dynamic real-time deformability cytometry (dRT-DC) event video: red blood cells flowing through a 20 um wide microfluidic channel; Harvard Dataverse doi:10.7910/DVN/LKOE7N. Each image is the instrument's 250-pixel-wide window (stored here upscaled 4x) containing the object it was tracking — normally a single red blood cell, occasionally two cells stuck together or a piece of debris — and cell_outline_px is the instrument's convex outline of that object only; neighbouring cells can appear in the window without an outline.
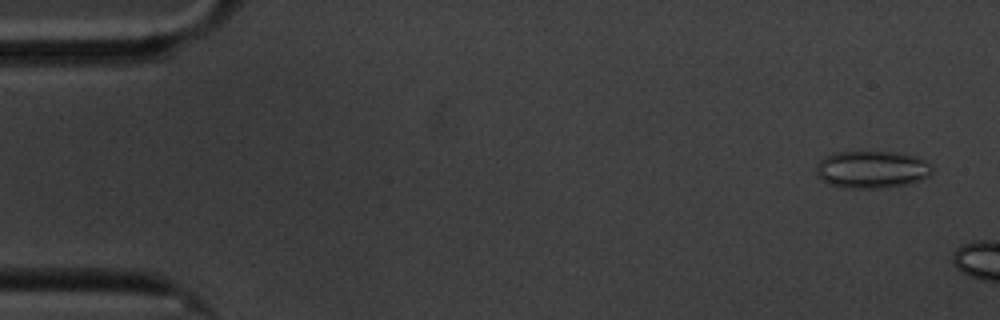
{"species": "common noctule bat (a hibernating species)", "species_latin": "Nyctalus noctula", "temperature_condition": "cold", "stored_images_in_passage": 8, "camera_frame_rate_fps": 3000, "um_per_image_px": 0.085, "animal": {"sex": "male", "body_mass_g": 20.1, "forearm_length_mm": 53.5}, "frame": {"image": 1, "passage_image": 3, "time_ms": 0.667, "image_size_px": [1000, 320], "cell_outline_px": [[932, 172], [924, 180], [904, 184], [880, 188], [844, 188], [828, 184], [820, 180], [816, 176], [816, 164], [820, 160], [836, 152], [860, 148], [896, 152], [916, 156], [924, 160], [932, 168]], "centroid_in_image_um": [74.06, 14.36], "position_along_channel_um": 10.9, "area_um2": 26.18}}